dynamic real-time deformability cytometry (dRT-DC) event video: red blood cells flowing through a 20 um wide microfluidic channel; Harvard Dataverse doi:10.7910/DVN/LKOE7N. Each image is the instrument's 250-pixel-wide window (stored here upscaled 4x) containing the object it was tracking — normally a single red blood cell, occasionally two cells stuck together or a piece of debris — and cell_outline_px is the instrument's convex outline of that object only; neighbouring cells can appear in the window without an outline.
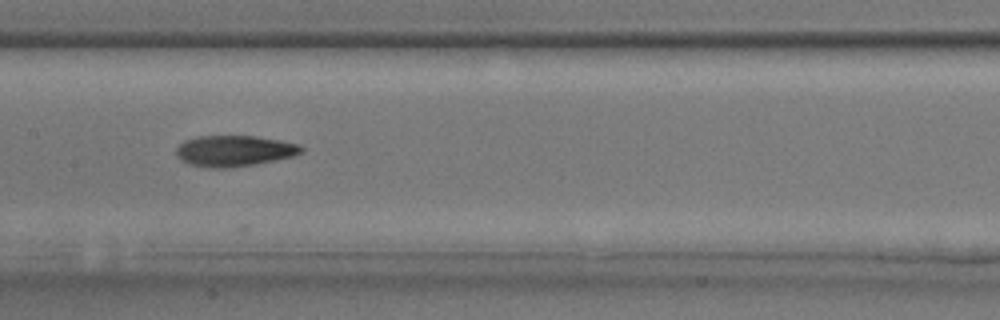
{"species": "common noctule bat (a hibernating species)", "species_latin": "Nyctalus noctula", "temperature_condition": "room temperature", "stored_images_in_passage": 27, "camera_frame_rate_fps": 3000, "um_per_image_px": 0.085, "animal": {"sex": "male", "body_mass_g": 17.9, "forearm_length_mm": 54.2}, "frame": {"image": 1, "passage_image": 19, "time_ms": 6.0, "image_size_px": [1000, 320], "cell_outline_px": [[304, 152], [296, 156], [256, 164], [228, 168], [212, 168], [188, 164], [180, 160], [176, 156], [176, 148], [184, 140], [196, 136], [256, 136], [280, 140], [300, 144], [304, 148]], "centroid_in_image_um": [19.93, 12.83], "position_along_channel_um": 187.5, "area_um2": 22.95}}
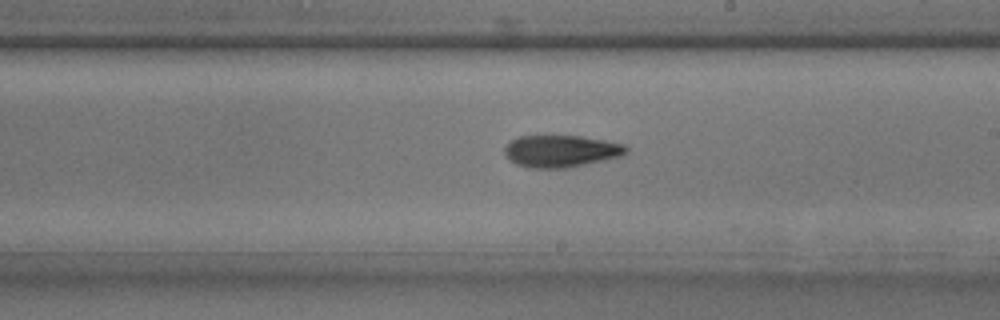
{"frame": {"image": 2, "passage_image": 22, "time_ms": 7.0, "image_size_px": [1000, 320], "cell_outline_px": [[628, 152], [620, 156], [584, 164], [564, 168], [528, 168], [516, 164], [504, 152], [504, 148], [512, 140], [520, 136], [580, 136], [604, 140], [624, 144], [628, 148]], "centroid_in_image_um": [47.69, 12.84], "position_along_channel_um": 241.3, "area_um2": 22.37}}
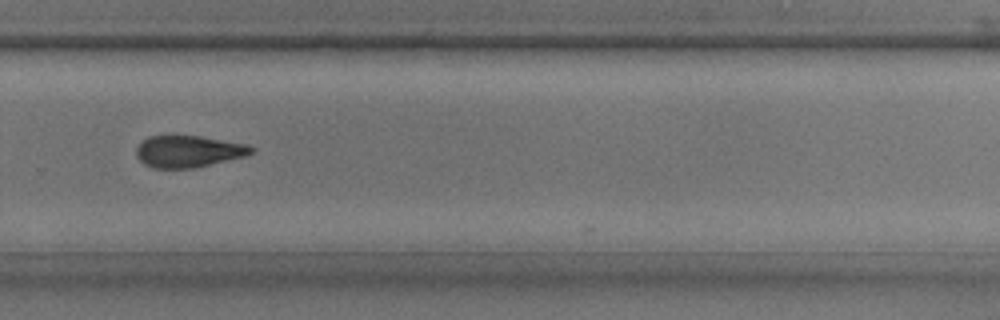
{"frame": {"image": 3, "passage_image": 26, "time_ms": 8.333, "image_size_px": [1000, 320], "cell_outline_px": [[256, 152], [244, 156], [196, 168], [152, 168], [144, 164], [136, 156], [136, 148], [148, 136], [200, 136], [248, 144], [256, 148]], "centroid_in_image_um": [16.05, 12.87], "position_along_channel_um": 313.8, "area_um2": 21.39}}